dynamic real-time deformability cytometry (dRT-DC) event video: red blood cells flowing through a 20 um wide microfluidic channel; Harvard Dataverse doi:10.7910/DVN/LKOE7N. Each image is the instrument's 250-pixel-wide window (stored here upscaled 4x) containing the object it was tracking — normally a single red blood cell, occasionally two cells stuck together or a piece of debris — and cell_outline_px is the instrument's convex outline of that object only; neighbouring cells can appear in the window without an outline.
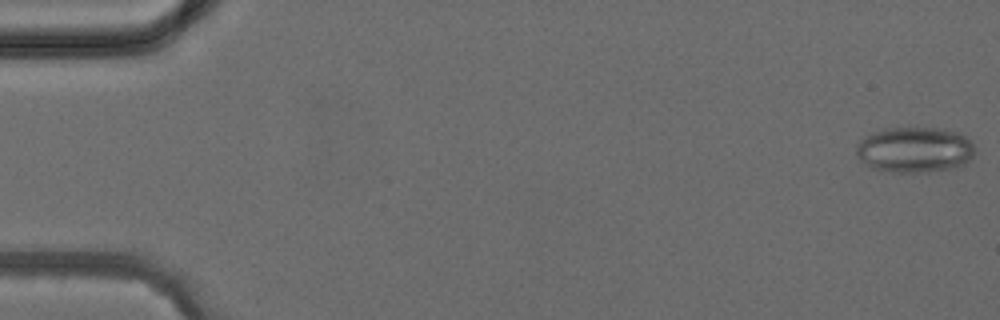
{"species": "common noctule bat (a hibernating species)", "species_latin": "Nyctalus noctula", "temperature_condition": "cold", "stored_images_in_passage": 4, "camera_frame_rate_fps": 3000, "um_per_image_px": 0.085, "animal": {"sex": "female", "body_mass_g": 24.6, "forearm_length_mm": 56.2}, "frame": {"image": 1, "passage_image": 1, "time_ms": 0.0, "image_size_px": [1000, 320], "cell_outline_px": [[976, 152], [960, 168], [928, 172], [892, 172], [868, 168], [856, 156], [856, 144], [860, 140], [884, 128], [932, 128], [956, 132], [964, 136], [976, 148]], "centroid_in_image_um": [77.73, 12.76], "position_along_channel_um": 7.3, "area_um2": 31.73}}